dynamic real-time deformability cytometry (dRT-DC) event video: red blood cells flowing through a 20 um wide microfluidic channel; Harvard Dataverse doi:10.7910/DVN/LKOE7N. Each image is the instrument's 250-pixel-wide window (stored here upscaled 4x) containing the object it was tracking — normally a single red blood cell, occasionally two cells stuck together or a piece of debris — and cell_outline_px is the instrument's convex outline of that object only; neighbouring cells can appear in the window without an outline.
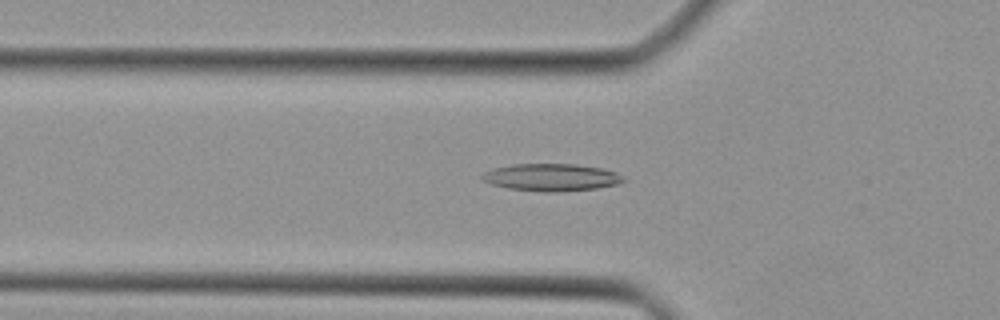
{"species": "Egyptian fruit bat (a non-hibernating species)", "species_latin": "Rousettus aegyptiacus", "temperature_condition": "cold", "stored_images_in_passage": 32, "camera_frame_rate_fps": 3000, "um_per_image_px": 0.085, "animal": {"sex": "female"}, "frame": {"image": 1, "passage_image": 3, "time_ms": 0.667, "image_size_px": [1000, 320], "cell_outline_px": [[628, 180], [620, 184], [596, 188], [556, 192], [540, 192], [508, 188], [492, 184], [484, 180], [480, 176], [484, 172], [492, 168], [512, 164], [576, 164], [600, 168], [616, 172], [624, 176]], "centroid_in_image_um": [46.9, 15.07], "position_along_channel_um": 78.9, "area_um2": 22.66}}
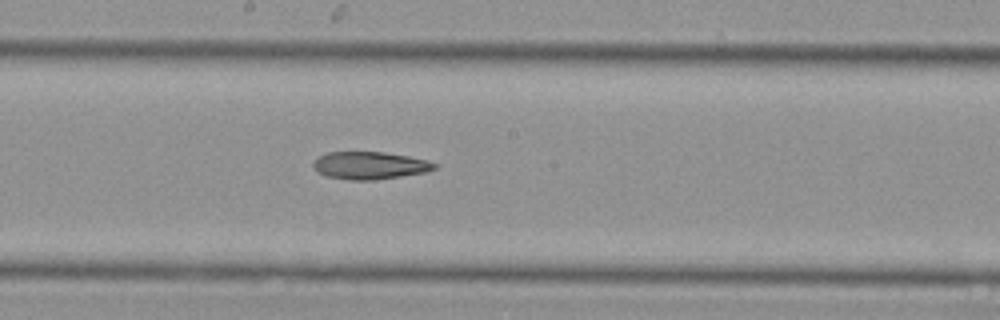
{"frame": {"image": 2, "passage_image": 12, "time_ms": 3.667, "image_size_px": [1000, 320], "cell_outline_px": [[436, 168], [424, 172], [376, 180], [348, 180], [324, 176], [316, 172], [312, 164], [316, 156], [328, 152], [384, 152], [408, 156], [428, 160], [436, 164]], "centroid_in_image_um": [31.36, 14.06], "position_along_channel_um": 216.8, "area_um2": 19.59}}
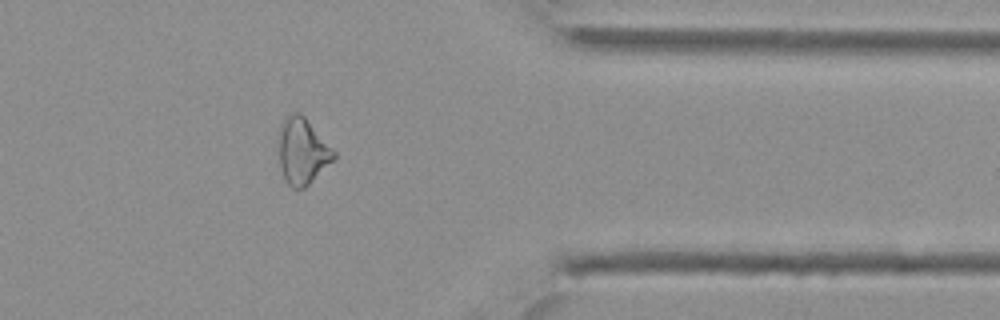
{"frame": {"image": 3, "passage_image": 24, "time_ms": 7.667, "image_size_px": [1000, 320], "cell_outline_px": [[336, 156], [304, 188], [292, 188], [284, 180], [280, 168], [276, 144], [280, 124], [292, 112], [300, 112], [304, 116], [336, 152]], "centroid_in_image_um": [25.63, 12.83], "position_along_channel_um": 385.8, "area_um2": 21.39}}